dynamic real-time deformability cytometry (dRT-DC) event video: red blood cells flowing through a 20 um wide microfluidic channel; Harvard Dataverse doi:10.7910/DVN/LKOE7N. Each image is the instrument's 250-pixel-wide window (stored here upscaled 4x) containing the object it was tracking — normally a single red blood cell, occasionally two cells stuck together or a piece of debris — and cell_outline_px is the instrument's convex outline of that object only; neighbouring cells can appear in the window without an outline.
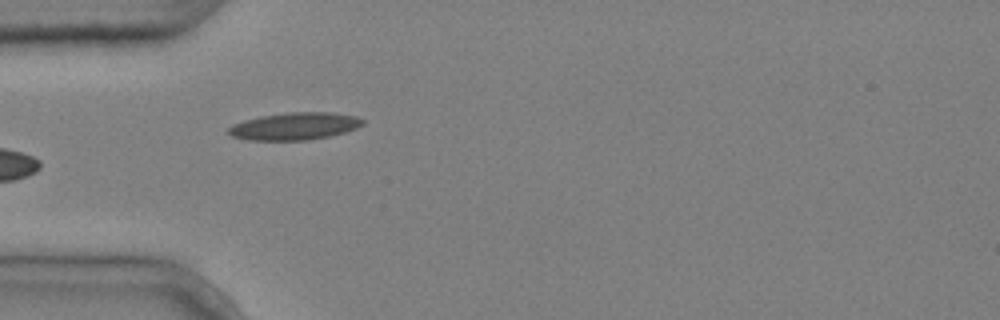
{"species": "common noctule bat (a hibernating species)", "species_latin": "Nyctalus noctula", "temperature_condition": "cold", "stored_images_in_passage": 5, "camera_frame_rate_fps": 3000, "um_per_image_px": 0.085, "animal": {"sex": "male", "body_mass_g": 20.4}, "frame": {"image": 1, "passage_image": 5, "time_ms": 1.333, "image_size_px": [1000, 320], "cell_outline_px": [[364, 124], [356, 128], [344, 132], [328, 136], [308, 140], [248, 140], [232, 136], [224, 132], [232, 124], [244, 120], [260, 116], [288, 112], [332, 112], [356, 116], [364, 120]], "centroid_in_image_um": [25.01, 10.72], "position_along_channel_um": 60.0, "area_um2": 21.5}}